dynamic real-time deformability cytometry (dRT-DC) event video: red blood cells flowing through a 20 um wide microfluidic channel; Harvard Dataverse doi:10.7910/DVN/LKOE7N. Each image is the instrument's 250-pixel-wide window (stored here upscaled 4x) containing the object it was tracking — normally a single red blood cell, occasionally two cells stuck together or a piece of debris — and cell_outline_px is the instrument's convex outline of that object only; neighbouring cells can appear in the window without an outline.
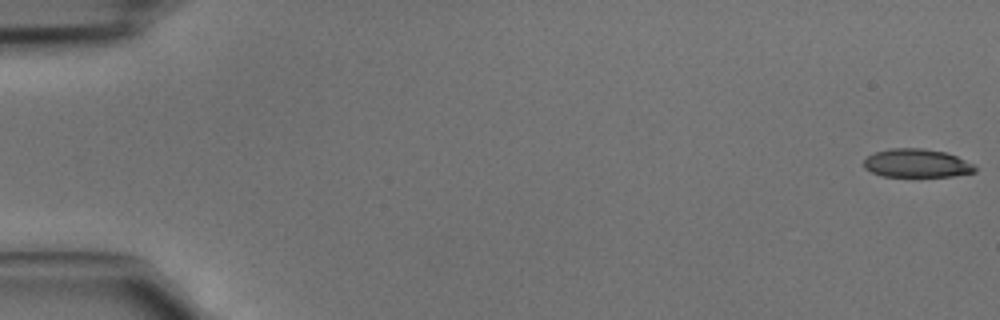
{"species": "common noctule bat (a hibernating species)", "species_latin": "Nyctalus noctula", "temperature_condition": "cold", "stored_images_in_passage": 46, "camera_frame_rate_fps": 3000, "um_per_image_px": 0.085, "animal": {"sex": "male", "body_mass_g": 15.6}, "frame": {"image": 1, "passage_image": 1, "time_ms": 0.0, "image_size_px": [1000, 320], "cell_outline_px": [[976, 172], [952, 176], [880, 176], [864, 168], [864, 160], [868, 156], [876, 152], [888, 148], [924, 148], [944, 152], [956, 156], [972, 164], [976, 168]], "centroid_in_image_um": [77.9, 13.87], "position_along_channel_um": 7.1, "area_um2": 18.32}}
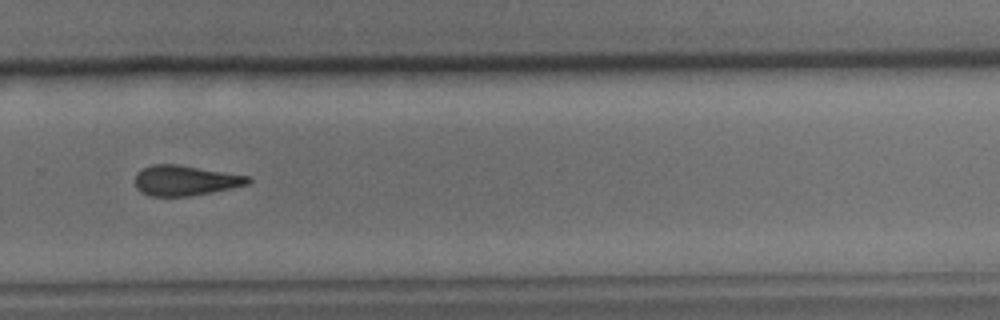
{"frame": {"image": 2, "passage_image": 32, "time_ms": 10.333, "image_size_px": [1000, 320], "cell_outline_px": [[252, 180], [248, 184], [188, 196], [148, 196], [140, 192], [136, 188], [136, 172], [140, 168], [152, 164], [176, 164], [252, 176]], "centroid_in_image_um": [15.7, 15.32], "position_along_channel_um": 314.1, "area_um2": 19.88}}
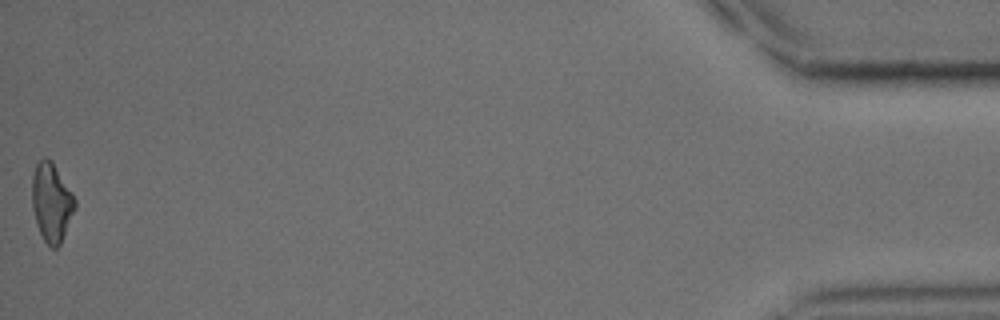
{"frame": {"image": 3, "passage_image": 46, "time_ms": 15.0, "image_size_px": [1000, 320], "cell_outline_px": [[76, 208], [60, 244], [56, 248], [52, 248], [44, 240], [36, 224], [32, 208], [32, 176], [36, 164], [44, 156], [52, 160], [72, 192], [76, 200]], "centroid_in_image_um": [4.38, 17.18], "position_along_channel_um": 430.8, "area_um2": 19.77}}